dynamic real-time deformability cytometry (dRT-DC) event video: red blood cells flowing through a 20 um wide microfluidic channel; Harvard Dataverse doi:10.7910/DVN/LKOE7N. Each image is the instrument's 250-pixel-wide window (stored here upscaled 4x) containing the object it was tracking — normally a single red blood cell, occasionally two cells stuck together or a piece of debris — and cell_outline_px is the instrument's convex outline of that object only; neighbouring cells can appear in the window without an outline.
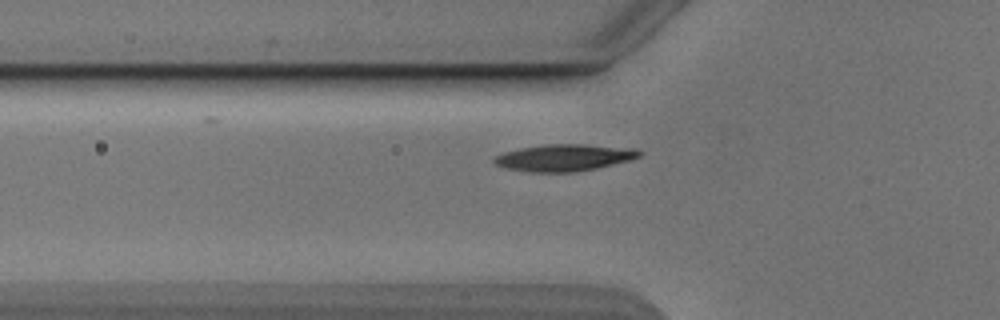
{"species": "Egyptian fruit bat (a non-hibernating species)", "species_latin": "Rousettus aegyptiacus", "temperature_condition": "cold", "stored_images_in_passage": 30, "camera_frame_rate_fps": 3000, "um_per_image_px": 0.085, "animal": {"sex": "male"}, "frame": {"image": 1, "passage_image": 2, "time_ms": 0.333, "image_size_px": [1000, 320], "cell_outline_px": [[644, 152], [640, 156], [632, 160], [596, 168], [576, 172], [528, 172], [504, 168], [496, 164], [492, 160], [492, 156], [504, 152], [520, 148], [544, 144], [584, 144], [636, 148]], "centroid_in_image_um": [47.96, 13.39], "position_along_channel_um": 77.8, "area_um2": 23.06}}
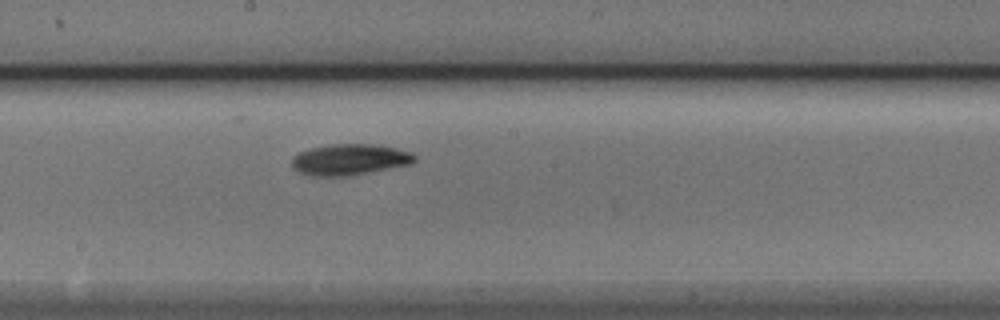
{"frame": {"image": 2, "passage_image": 13, "time_ms": 4.0, "image_size_px": [1000, 320], "cell_outline_px": [[416, 160], [412, 164], [348, 176], [308, 176], [292, 168], [292, 156], [300, 152], [312, 148], [328, 144], [380, 144], [412, 152], [416, 156]], "centroid_in_image_um": [29.74, 13.56], "position_along_channel_um": 218.5, "area_um2": 22.48}}
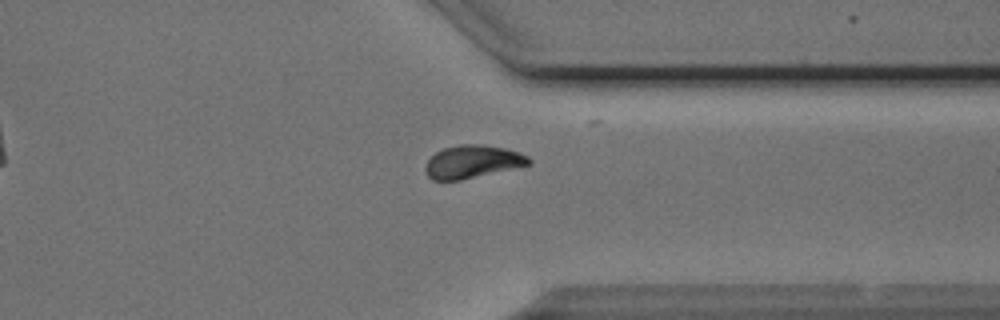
{"frame": {"image": 3, "passage_image": 25, "time_ms": 8.0, "image_size_px": [1000, 320], "cell_outline_px": [[532, 164], [460, 180], [432, 180], [428, 176], [424, 168], [424, 164], [436, 152], [444, 148], [460, 144], [484, 144], [504, 148], [520, 152], [528, 156], [532, 160]], "centroid_in_image_um": [40.17, 13.74], "position_along_channel_um": 371.2, "area_um2": 19.88}, "authors_computed_cell_mechanics": {"area_um2": 20.8658, "velocity_mm_per_s": 3.8301, "shape_relaxation_time_tau1_ms": 1.8017, "shape_relaxation_time_tau2_ms": null, "deformation_change_tau1": 0.091, "deformation_change_tau2": null}}